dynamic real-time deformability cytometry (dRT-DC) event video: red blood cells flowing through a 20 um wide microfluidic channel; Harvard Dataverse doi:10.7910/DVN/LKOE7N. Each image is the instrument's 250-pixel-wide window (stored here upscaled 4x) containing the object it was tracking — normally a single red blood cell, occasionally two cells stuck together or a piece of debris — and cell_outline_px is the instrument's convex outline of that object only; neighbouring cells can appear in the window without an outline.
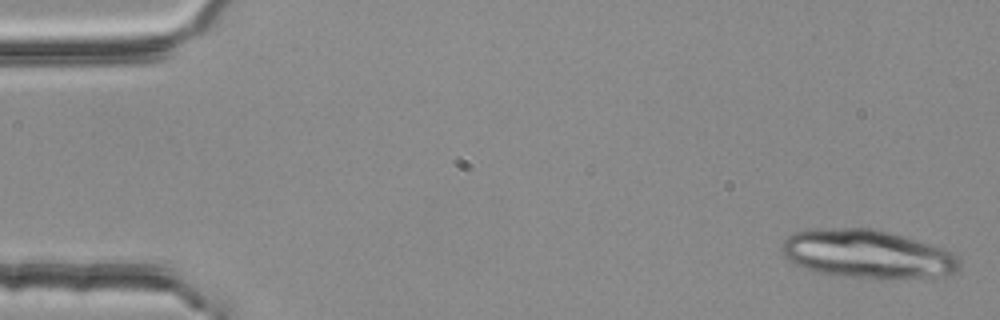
{"species": "common noctule bat (a hibernating species)", "species_latin": "Nyctalus noctula", "temperature_condition": "room temperature", "stored_images_in_passage": 21, "camera_frame_rate_fps": 3000, "um_per_image_px": 0.085, "animal": {"sex": "female", "body_mass_g": 25.1}, "frame": {"image": 1, "passage_image": 1, "time_ms": 0.0, "image_size_px": [1000, 320], "cell_outline_px": [[960, 268], [956, 272], [948, 276], [832, 276], [816, 272], [804, 268], [788, 260], [784, 256], [784, 240], [792, 232], [808, 228], [876, 228], [928, 244], [952, 252], [960, 260]], "centroid_in_image_um": [73.67, 21.56], "position_along_channel_um": 11.3, "area_um2": 49.3}}